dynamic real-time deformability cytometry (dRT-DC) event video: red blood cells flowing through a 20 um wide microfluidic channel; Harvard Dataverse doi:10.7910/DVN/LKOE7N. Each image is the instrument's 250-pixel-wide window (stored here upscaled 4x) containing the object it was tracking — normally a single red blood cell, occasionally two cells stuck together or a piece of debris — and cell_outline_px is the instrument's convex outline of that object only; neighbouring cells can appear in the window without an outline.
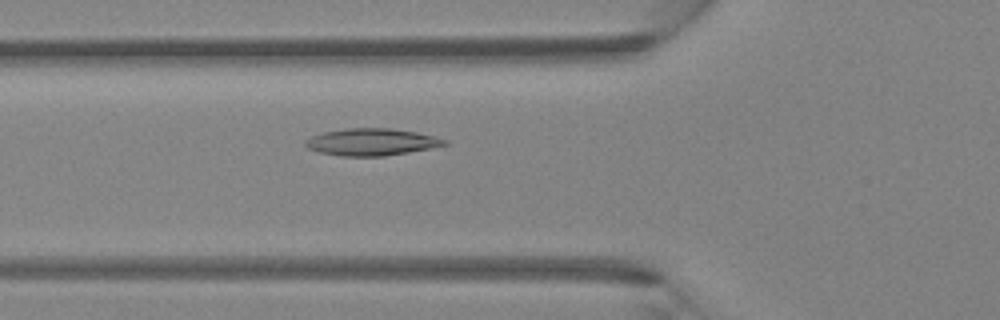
{"species": "Egyptian fruit bat (a non-hibernating species)", "species_latin": "Rousettus aegyptiacus", "temperature_condition": "room temperature", "stored_images_in_passage": 47, "camera_frame_rate_fps": 3000, "um_per_image_px": 0.085, "animal": {"sex": "female"}, "frame": {"image": 1, "passage_image": 17, "time_ms": 5.333, "image_size_px": [1000, 320], "cell_outline_px": [[448, 144], [432, 148], [384, 156], [340, 156], [320, 152], [308, 148], [304, 144], [304, 140], [312, 136], [324, 132], [344, 128], [392, 128], [416, 132], [436, 136], [448, 140]], "centroid_in_image_um": [31.6, 12.06], "position_along_channel_um": 94.2, "area_um2": 22.02}}
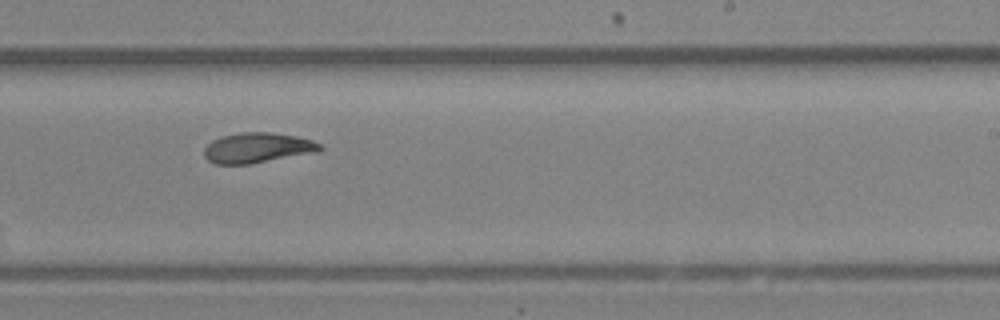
{"frame": {"image": 2, "passage_image": 29, "time_ms": 9.333, "image_size_px": [1000, 320], "cell_outline_px": [[324, 148], [316, 152], [248, 164], [216, 164], [208, 160], [204, 156], [204, 148], [212, 140], [220, 136], [240, 132], [272, 132], [296, 136], [312, 140], [320, 144]], "centroid_in_image_um": [21.86, 12.55], "position_along_channel_um": 267.1, "area_um2": 20.35}}
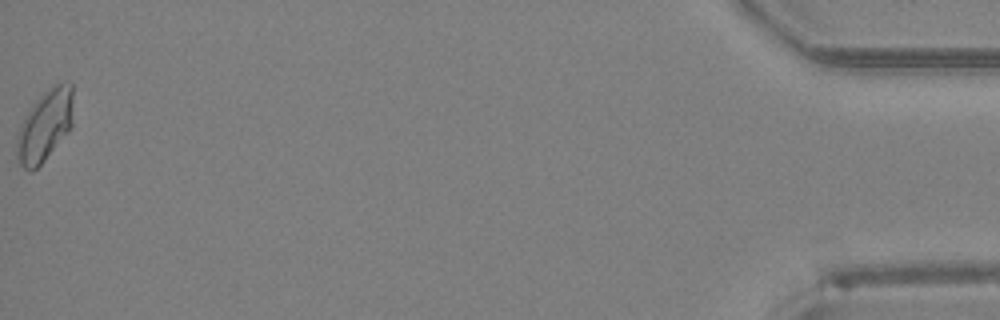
{"frame": {"image": 3, "passage_image": 47, "time_ms": 15.333, "image_size_px": [1000, 320], "cell_outline_px": [[72, 124], [68, 132], [44, 160], [32, 172], [28, 172], [20, 164], [16, 152], [16, 136], [28, 112], [36, 100], [48, 88], [60, 80], [72, 80]], "centroid_in_image_um": [3.83, 10.64], "position_along_channel_um": 431.4, "area_um2": 23.41}, "authors_computed_cell_mechanics": {"area_um2": 20.8658, "velocity_mm_per_s": 4.3409, "shape_relaxation_time_tau1_ms": 11.0222, "shape_relaxation_time_tau2_ms": 4.3526, "deformation_change_tau1": 0.2144, "deformation_change_tau2": 0.098}}